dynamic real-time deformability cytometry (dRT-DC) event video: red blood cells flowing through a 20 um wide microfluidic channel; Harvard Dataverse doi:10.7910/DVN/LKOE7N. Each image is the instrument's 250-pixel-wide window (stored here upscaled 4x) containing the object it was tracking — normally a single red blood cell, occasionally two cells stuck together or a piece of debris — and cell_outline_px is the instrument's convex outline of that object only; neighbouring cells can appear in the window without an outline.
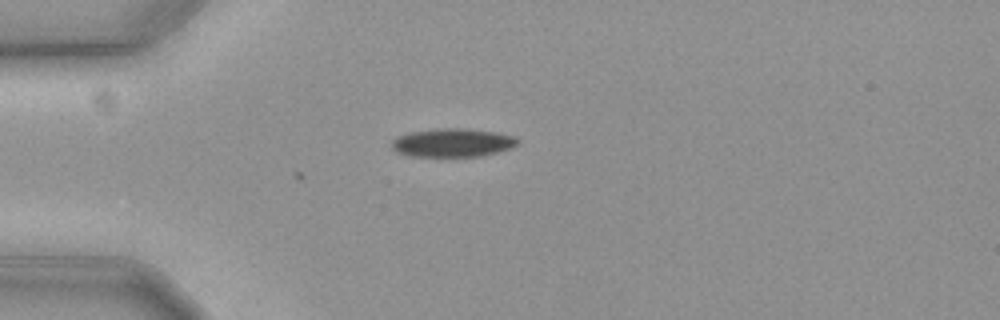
{"species": "common noctule bat (a hibernating species)", "species_latin": "Nyctalus noctula", "temperature_condition": "cold", "stored_images_in_passage": 2, "camera_frame_rate_fps": 3000, "um_per_image_px": 0.085, "animal": {"sex": "female", "body_mass_g": 19.3, "forearm_length_mm": 54.1}, "frame": {"image": 1, "passage_image": 2, "time_ms": 0.333, "image_size_px": [1000, 320], "cell_outline_px": [[520, 140], [516, 144], [508, 148], [496, 152], [480, 156], [408, 156], [396, 152], [392, 148], [392, 140], [396, 136], [412, 132], [448, 128], [460, 128], [492, 132], [512, 136]], "centroid_in_image_um": [38.4, 12.14], "position_along_channel_um": 46.6, "area_um2": 20.4}}